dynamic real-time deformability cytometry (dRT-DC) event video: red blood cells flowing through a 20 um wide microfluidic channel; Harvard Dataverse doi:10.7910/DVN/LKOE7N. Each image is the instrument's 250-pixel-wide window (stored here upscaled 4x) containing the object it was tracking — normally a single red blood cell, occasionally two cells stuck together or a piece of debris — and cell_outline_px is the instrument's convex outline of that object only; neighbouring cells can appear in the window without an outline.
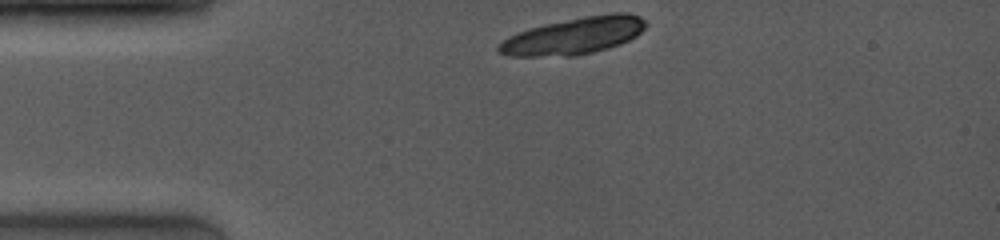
{"species": "common noctule bat (a hibernating species)", "species_latin": "Nyctalus noctula", "temperature_condition": "room temperature", "stored_images_in_passage": 4, "camera_frame_rate_fps": 4000, "um_per_image_px": 0.085, "animal": {"sex": "female", "body_mass_g": 19.0, "forearm_length_mm": 53.3}, "frame": {"image": 1, "passage_image": 1, "time_ms": 0.0, "image_size_px": [1000, 240], "cell_outline_px": [[648, 24], [636, 36], [620, 44], [608, 48], [576, 56], [508, 56], [496, 52], [496, 44], [508, 36], [516, 32], [528, 28], [544, 24], [584, 16], [612, 12], [628, 12], [640, 16]], "centroid_in_image_um": [48.74, 3.04], "position_along_channel_um": 36.3, "area_um2": 32.02}}